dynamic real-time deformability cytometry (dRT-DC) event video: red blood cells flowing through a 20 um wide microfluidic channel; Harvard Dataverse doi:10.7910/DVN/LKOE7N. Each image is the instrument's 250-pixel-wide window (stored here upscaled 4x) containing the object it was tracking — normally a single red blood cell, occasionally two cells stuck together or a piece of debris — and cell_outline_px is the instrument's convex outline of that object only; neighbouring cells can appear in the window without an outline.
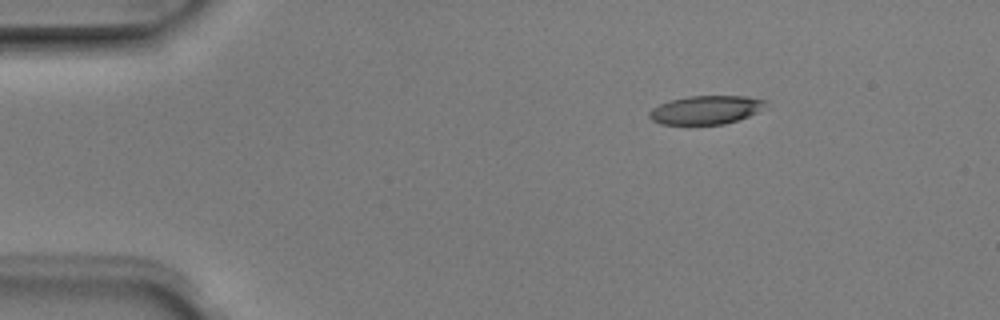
{"species": "Egyptian fruit bat (a non-hibernating species)", "species_latin": "Rousettus aegyptiacus", "temperature_condition": "room temperature", "stored_images_in_passage": 3, "camera_frame_rate_fps": 3000, "um_per_image_px": 0.085, "animal": {"sex": "male"}, "frame": {"image": 1, "passage_image": 1, "time_ms": 0.0, "image_size_px": [1000, 320], "cell_outline_px": [[764, 104], [756, 112], [748, 116], [724, 124], [660, 124], [652, 120], [648, 116], [648, 112], [652, 108], [668, 100], [688, 96], [744, 96], [764, 100]], "centroid_in_image_um": [59.9, 9.34], "position_along_channel_um": 25.1, "area_um2": 19.07}}